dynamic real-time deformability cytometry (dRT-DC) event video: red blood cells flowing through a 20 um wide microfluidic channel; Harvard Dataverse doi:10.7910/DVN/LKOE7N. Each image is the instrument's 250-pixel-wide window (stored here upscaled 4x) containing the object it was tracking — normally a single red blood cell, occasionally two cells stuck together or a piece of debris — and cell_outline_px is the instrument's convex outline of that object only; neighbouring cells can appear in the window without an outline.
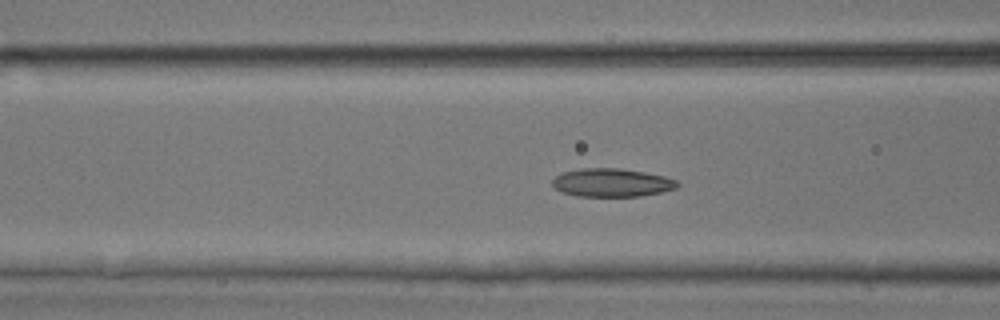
{"species": "common noctule bat (a hibernating species)", "species_latin": "Nyctalus noctula", "temperature_condition": "room temperature", "stored_images_in_passage": 24, "camera_frame_rate_fps": 3000, "um_per_image_px": 0.085, "animal": {"sex": "male", "body_mass_g": 17.9, "forearm_length_mm": 54.2}, "frame": {"image": 1, "passage_image": 21, "time_ms": 6.667, "image_size_px": [1000, 320], "cell_outline_px": [[680, 184], [676, 188], [660, 192], [640, 196], [576, 196], [564, 192], [556, 188], [552, 184], [552, 180], [560, 172], [580, 168], [620, 168], [644, 172], [664, 176], [676, 180]], "centroid_in_image_um": [51.99, 15.51], "position_along_channel_um": 114.6, "area_um2": 20.58}}